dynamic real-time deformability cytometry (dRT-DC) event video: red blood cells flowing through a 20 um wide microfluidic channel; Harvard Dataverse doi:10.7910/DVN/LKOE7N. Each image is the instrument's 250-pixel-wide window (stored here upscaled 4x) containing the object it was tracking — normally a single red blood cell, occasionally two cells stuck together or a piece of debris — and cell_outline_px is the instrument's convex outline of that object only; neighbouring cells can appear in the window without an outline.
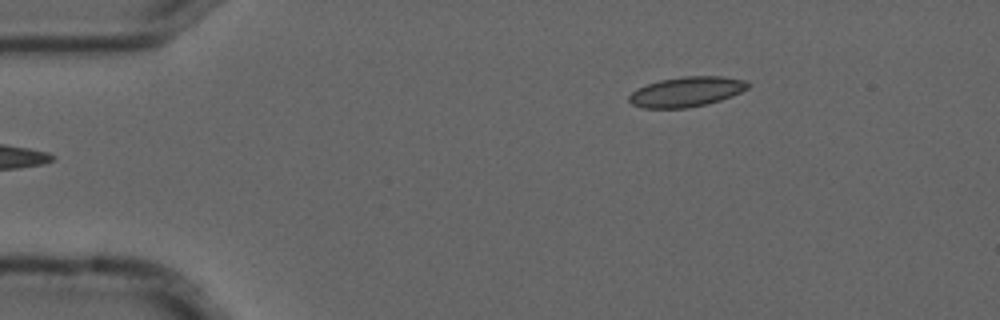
{"species": "common noctule bat (a hibernating species)", "species_latin": "Nyctalus noctula", "temperature_condition": "cold", "stored_images_in_passage": 2, "camera_frame_rate_fps": 3000, "um_per_image_px": 0.085, "animal": {"sex": "male", "forearm_length_mm": 52.5}, "frame": {"image": 1, "passage_image": 2, "time_ms": 0.333, "image_size_px": [1000, 320], "cell_outline_px": [[752, 84], [748, 88], [732, 96], [708, 104], [688, 108], [640, 108], [632, 104], [628, 100], [628, 96], [636, 88], [660, 80], [680, 76], [720, 76], [744, 80]], "centroid_in_image_um": [58.34, 7.8], "position_along_channel_um": 26.7, "area_um2": 20.92}}